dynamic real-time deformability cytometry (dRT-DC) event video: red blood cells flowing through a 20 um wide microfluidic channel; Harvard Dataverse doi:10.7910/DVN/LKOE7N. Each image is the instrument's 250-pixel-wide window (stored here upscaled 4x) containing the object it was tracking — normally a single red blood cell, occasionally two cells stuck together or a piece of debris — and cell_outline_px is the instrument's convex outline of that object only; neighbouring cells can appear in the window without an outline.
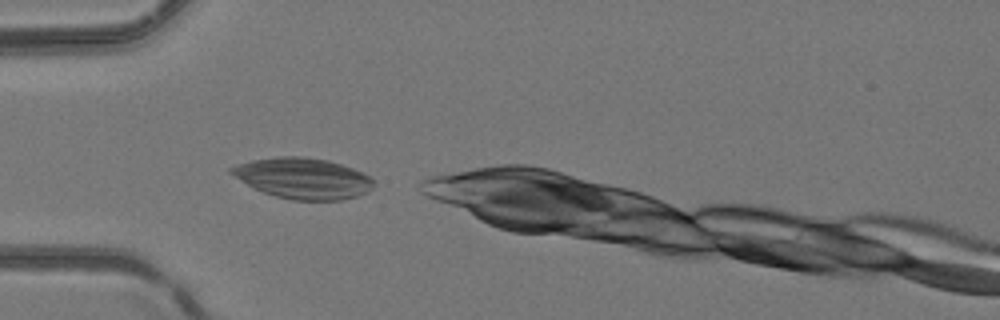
{"species": "common noctule bat (a hibernating species)", "species_latin": "Nyctalus noctula", "temperature_condition": "room temperature", "stored_images_in_passage": 24, "camera_frame_rate_fps": 3000, "um_per_image_px": 0.085, "animal": {"sex": "female", "body_mass_g": 24.6, "forearm_length_mm": 56.2}, "frame": {"image": 1, "passage_image": 1, "time_ms": 0.0, "image_size_px": [1000, 320], "cell_outline_px": [[376, 184], [368, 192], [356, 196], [340, 200], [292, 200], [276, 196], [264, 192], [248, 184], [228, 172], [228, 168], [236, 164], [252, 160], [276, 156], [304, 156], [328, 160], [352, 168], [368, 176]], "centroid_in_image_um": [25.75, 15.14], "position_along_channel_um": 59.3, "area_um2": 33.7}}
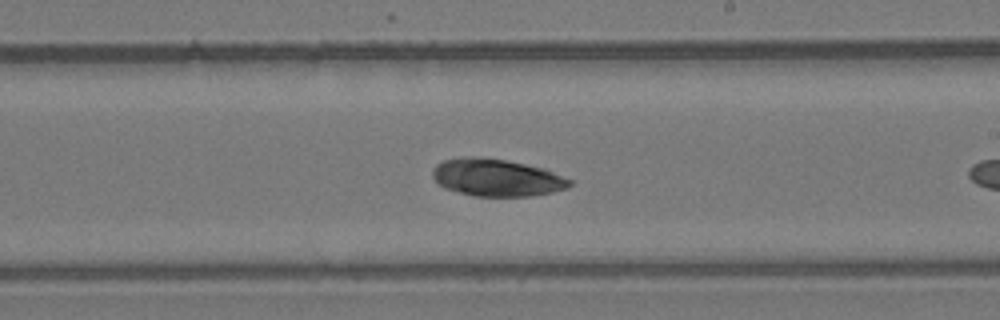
{"frame": {"image": 2, "passage_image": 14, "time_ms": 4.333, "image_size_px": [1000, 320], "cell_outline_px": [[572, 184], [568, 188], [552, 192], [528, 196], [472, 196], [444, 188], [432, 176], [432, 168], [436, 164], [444, 160], [468, 156], [472, 156], [504, 160], [544, 168], [572, 180]], "centroid_in_image_um": [42.21, 15.1], "position_along_channel_um": 246.8, "area_um2": 29.71}}
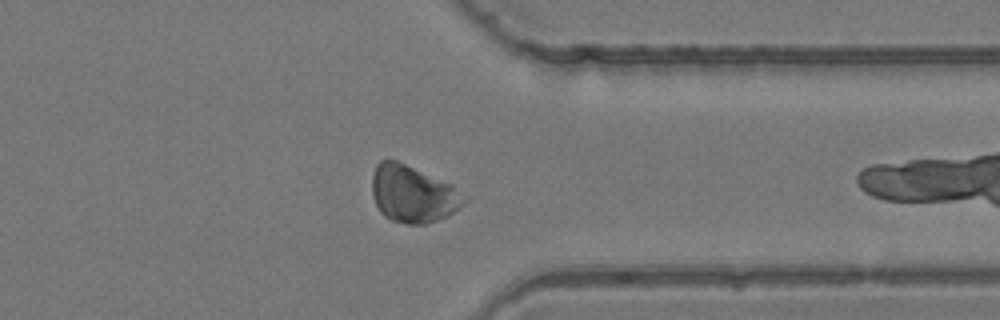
{"frame": {"image": 3, "passage_image": 23, "time_ms": 7.333, "image_size_px": [1000, 320], "cell_outline_px": [[468, 200], [460, 208], [448, 216], [424, 224], [408, 224], [392, 220], [384, 216], [380, 212], [372, 196], [372, 176], [376, 164], [380, 160], [396, 160], [452, 184], [468, 196]], "centroid_in_image_um": [35.12, 16.49], "position_along_channel_um": 376.3, "area_um2": 30.81}}